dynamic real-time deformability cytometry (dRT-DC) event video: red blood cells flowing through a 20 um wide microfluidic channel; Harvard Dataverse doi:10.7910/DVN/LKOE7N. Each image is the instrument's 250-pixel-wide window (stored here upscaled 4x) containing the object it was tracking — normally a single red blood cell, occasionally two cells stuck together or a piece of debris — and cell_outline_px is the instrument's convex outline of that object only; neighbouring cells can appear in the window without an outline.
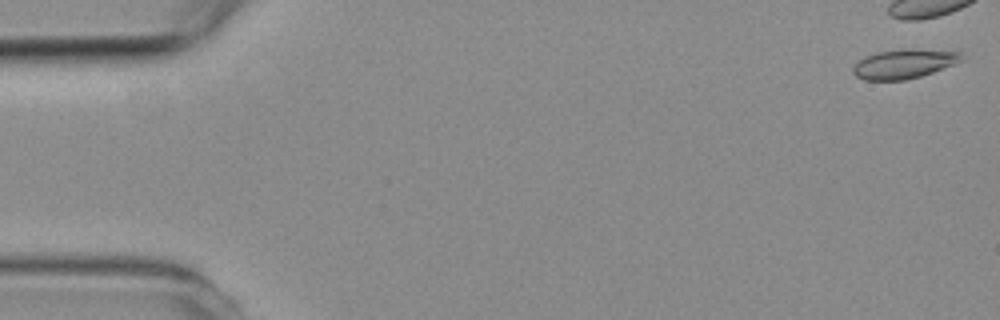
{"species": "common noctule bat (a hibernating species)", "species_latin": "Nyctalus noctula", "temperature_condition": "room temperature", "stored_images_in_passage": 10, "camera_frame_rate_fps": 3000, "um_per_image_px": 0.085, "animal": {"sex": "female", "body_mass_g": 19.3, "forearm_length_mm": 54.1}, "frame": {"image": 1, "passage_image": 1, "time_ms": 0.0, "image_size_px": [1000, 320], "cell_outline_px": [[960, 60], [956, 64], [920, 76], [904, 80], [864, 80], [856, 76], [852, 72], [852, 68], [860, 60], [868, 56], [880, 52], [908, 48], [960, 52]], "centroid_in_image_um": [76.82, 5.44], "position_along_channel_um": 8.2, "area_um2": 18.15}}
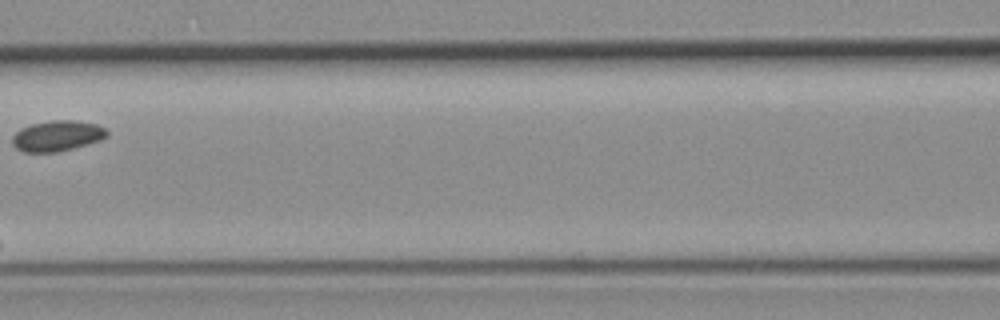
{"frame": {"image": 2, "passage_image": 7, "time_ms": 8.0, "image_size_px": [1000, 320], "cell_outline_px": [[108, 136], [100, 140], [88, 144], [60, 152], [24, 152], [16, 148], [12, 144], [12, 136], [20, 128], [32, 124], [52, 120], [72, 120], [96, 124], [104, 128], [108, 132]], "centroid_in_image_um": [4.85, 11.55], "position_along_channel_um": 161.8, "area_um2": 16.94}}